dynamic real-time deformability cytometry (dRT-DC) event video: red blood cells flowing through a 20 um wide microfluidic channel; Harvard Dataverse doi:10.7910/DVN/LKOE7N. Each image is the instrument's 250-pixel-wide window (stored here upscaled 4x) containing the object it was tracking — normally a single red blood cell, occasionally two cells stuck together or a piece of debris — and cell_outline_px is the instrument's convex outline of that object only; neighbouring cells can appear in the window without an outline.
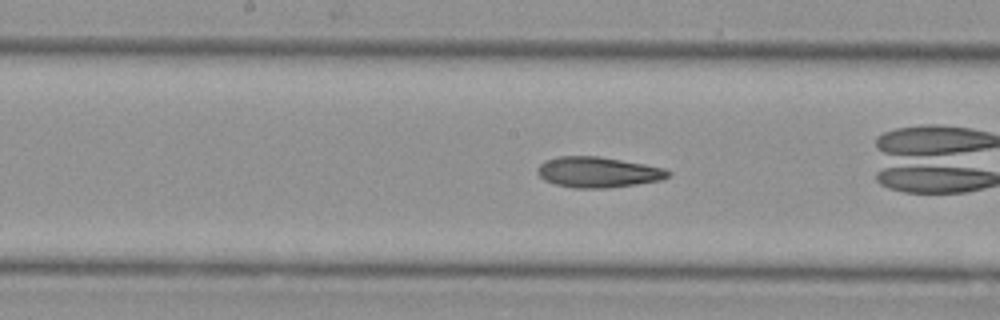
{"species": "Egyptian fruit bat (a non-hibernating species)", "species_latin": "Rousettus aegyptiacus", "temperature_condition": "cold", "stored_images_in_passage": 29, "camera_frame_rate_fps": 3000, "um_per_image_px": 0.085, "animal": {"sex": "female"}, "frame": {"image": 1, "passage_image": 9, "time_ms": 2.667, "image_size_px": [1000, 320], "cell_outline_px": [[672, 172], [668, 176], [660, 180], [636, 184], [608, 188], [572, 188], [556, 184], [544, 180], [536, 172], [536, 168], [544, 160], [556, 156], [600, 156], [644, 164], [664, 168]], "centroid_in_image_um": [50.79, 14.63], "position_along_channel_um": 197.4, "area_um2": 23.41}}